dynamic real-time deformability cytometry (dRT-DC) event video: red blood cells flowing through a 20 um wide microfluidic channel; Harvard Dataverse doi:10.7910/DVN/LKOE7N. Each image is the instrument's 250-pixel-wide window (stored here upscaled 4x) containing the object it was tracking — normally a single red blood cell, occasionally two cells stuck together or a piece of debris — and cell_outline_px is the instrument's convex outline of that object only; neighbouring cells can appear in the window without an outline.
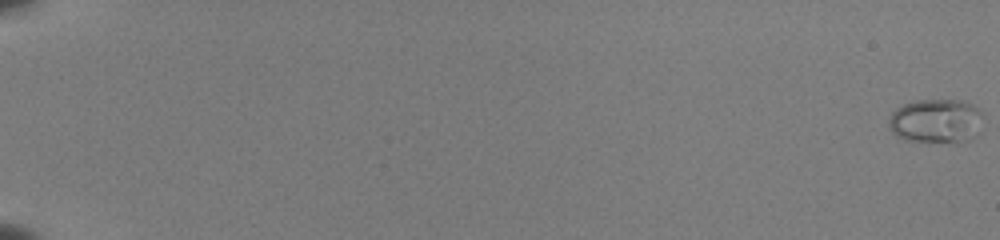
{"species": "common noctule bat (a hibernating species)", "species_latin": "Nyctalus noctula", "temperature_condition": "room temperature", "stored_images_in_passage": 15, "camera_frame_rate_fps": 3000, "um_per_image_px": 0.085, "animal": {"sex": "female", "body_mass_g": 22.0, "forearm_length_mm": 56.7}, "frame": {"image": 1, "passage_image": 1, "time_ms": 0.0, "image_size_px": [1000, 240], "cell_outline_px": [[984, 116], [956, 140], [908, 140], [896, 136], [892, 132], [888, 124], [888, 120], [892, 112], [896, 108], [904, 104], [916, 100], [960, 100], [976, 108]], "centroid_in_image_um": [79.33, 10.19], "position_along_channel_um": 5.7, "area_um2": 22.2}}